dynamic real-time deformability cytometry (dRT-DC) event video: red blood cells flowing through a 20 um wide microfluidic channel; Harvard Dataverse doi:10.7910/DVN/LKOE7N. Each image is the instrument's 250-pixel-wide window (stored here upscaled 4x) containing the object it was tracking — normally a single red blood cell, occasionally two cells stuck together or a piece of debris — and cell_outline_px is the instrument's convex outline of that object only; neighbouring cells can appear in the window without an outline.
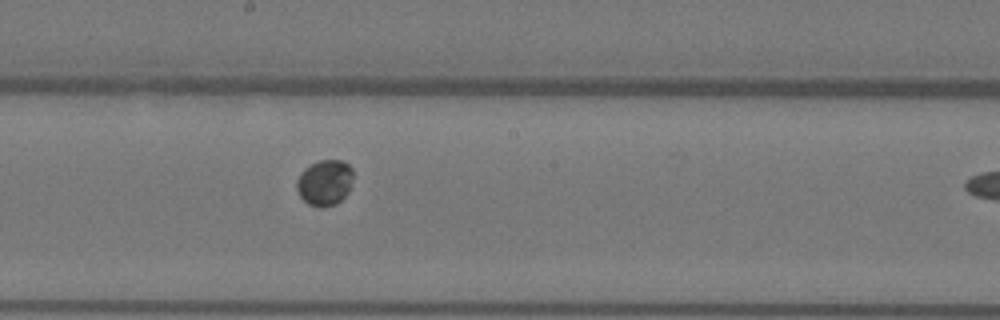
{"species": "Egyptian fruit bat (a non-hibernating species)", "species_latin": "Rousettus aegyptiacus", "temperature_condition": "warm", "stored_images_in_passage": 10, "segment_of_instrument_passage": [1, 2], "camera_frame_rate_fps": 3000, "um_per_image_px": 0.085, "animal": {"sex": "female"}, "frame": {"image": 1, "passage_image": 9, "time_ms": 2.667, "image_size_px": [1000, 320], "cell_outline_px": [[352, 180], [348, 192], [336, 204], [324, 208], [308, 204], [300, 196], [296, 188], [296, 180], [300, 172], [304, 168], [320, 160], [344, 160], [352, 168]], "centroid_in_image_um": [27.59, 15.52], "position_along_channel_um": 220.6, "area_um2": 15.14}}